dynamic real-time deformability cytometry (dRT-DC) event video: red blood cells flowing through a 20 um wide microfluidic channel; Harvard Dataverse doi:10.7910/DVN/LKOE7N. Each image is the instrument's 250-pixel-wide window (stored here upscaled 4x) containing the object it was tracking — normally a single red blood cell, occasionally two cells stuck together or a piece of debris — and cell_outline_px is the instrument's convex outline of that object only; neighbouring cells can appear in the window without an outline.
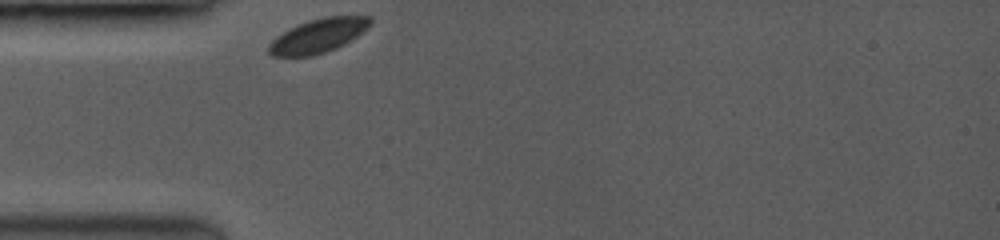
{"species": "common noctule bat (a hibernating species)", "species_latin": "Nyctalus noctula", "temperature_condition": "room temperature", "stored_images_in_passage": 1, "camera_frame_rate_fps": 3500, "um_per_image_px": 0.085, "animal": {"sex": "female", "body_mass_g": 19.0, "forearm_length_mm": 53.3}, "frame": {"image": 1, "passage_image": 1, "time_ms": 0.0, "image_size_px": [1000, 240], "cell_outline_px": [[372, 20], [368, 28], [352, 40], [336, 48], [312, 56], [272, 56], [268, 52], [268, 44], [276, 36], [288, 28], [308, 20], [324, 16], [372, 16]], "centroid_in_image_um": [27.04, 3.03], "position_along_channel_um": 58.0, "area_um2": 20.29}}